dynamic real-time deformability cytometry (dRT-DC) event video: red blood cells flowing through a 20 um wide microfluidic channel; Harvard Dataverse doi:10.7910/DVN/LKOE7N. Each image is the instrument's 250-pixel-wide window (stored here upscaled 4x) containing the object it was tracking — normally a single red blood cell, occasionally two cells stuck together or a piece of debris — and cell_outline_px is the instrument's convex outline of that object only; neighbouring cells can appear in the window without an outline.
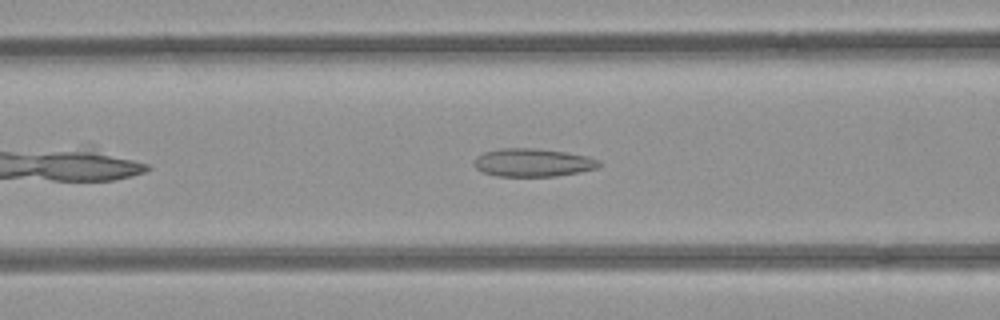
{"species": "common noctule bat (a hibernating species)", "species_latin": "Nyctalus noctula", "temperature_condition": "room temperature", "stored_images_in_passage": 31, "camera_frame_rate_fps": 3000, "um_per_image_px": 0.085, "animal": {"sex": "female", "body_mass_g": 21.9}, "frame": {"image": 1, "passage_image": 9, "time_ms": 2.667, "image_size_px": [1000, 320], "cell_outline_px": [[604, 164], [596, 168], [580, 172], [556, 176], [496, 176], [484, 172], [476, 168], [472, 164], [476, 156], [484, 152], [500, 148], [536, 148], [564, 152], [588, 156], [600, 160]], "centroid_in_image_um": [45.3, 13.81], "position_along_channel_um": 121.3, "area_um2": 20.63}}
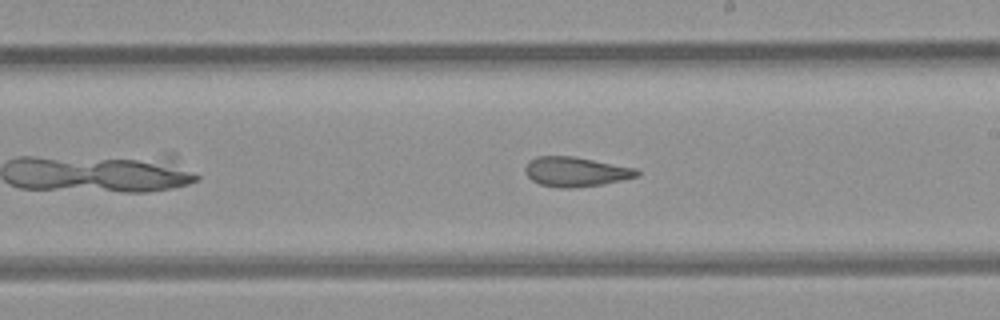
{"frame": {"image": 2, "passage_image": 18, "time_ms": 5.667, "image_size_px": [1000, 320], "cell_outline_px": [[640, 176], [604, 184], [572, 188], [560, 188], [540, 184], [532, 180], [524, 172], [524, 168], [528, 160], [536, 156], [572, 156], [636, 168], [640, 172]], "centroid_in_image_um": [48.92, 14.6], "position_along_channel_um": 240.1, "area_um2": 19.42}}
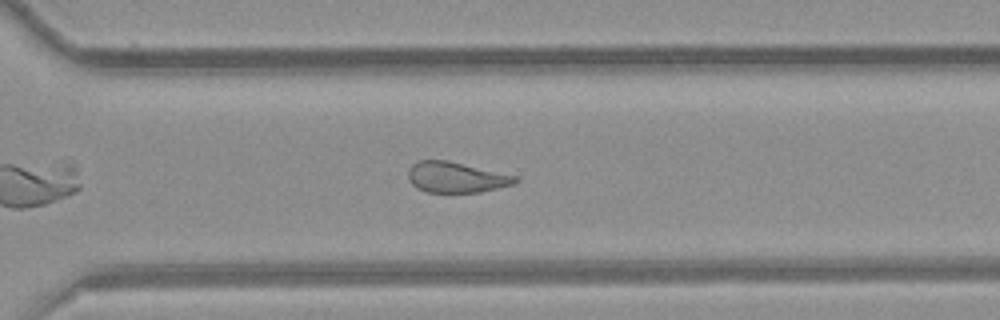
{"frame": {"image": 3, "passage_image": 25, "time_ms": 8.0, "image_size_px": [1000, 320], "cell_outline_px": [[520, 180], [516, 184], [480, 192], [424, 192], [416, 188], [408, 180], [408, 168], [412, 164], [420, 160], [448, 160], [516, 176]], "centroid_in_image_um": [38.75, 15.07], "position_along_channel_um": 331.8, "area_um2": 19.25}, "authors_computed_cell_mechanics": {"area_um2": 19.4786, "velocity_mm_per_s": 3.9533, "shape_relaxation_time_tau1_ms": null, "shape_relaxation_time_tau2_ms": 2.7796, "deformation_change_tau1": null, "deformation_change_tau2": 0.1068}}